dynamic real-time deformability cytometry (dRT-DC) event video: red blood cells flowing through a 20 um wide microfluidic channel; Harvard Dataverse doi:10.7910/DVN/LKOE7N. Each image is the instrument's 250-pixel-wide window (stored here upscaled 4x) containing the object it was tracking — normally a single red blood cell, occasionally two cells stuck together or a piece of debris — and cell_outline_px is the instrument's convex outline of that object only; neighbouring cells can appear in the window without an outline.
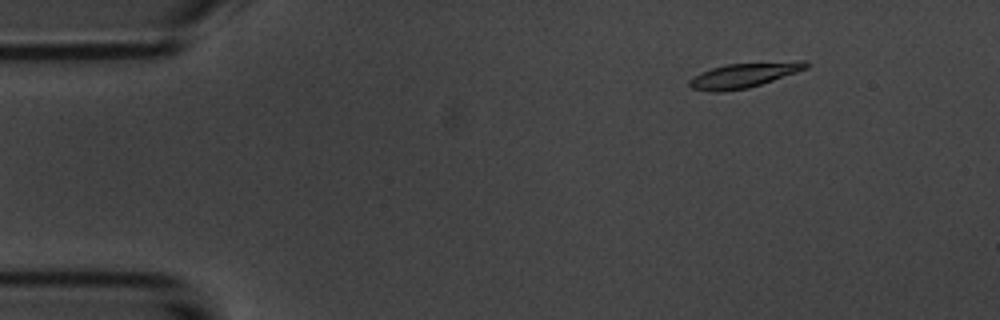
{"species": "common noctule bat (a hibernating species)", "species_latin": "Nyctalus noctula", "temperature_condition": "room temperature", "stored_images_in_passage": 54, "camera_frame_rate_fps": 3000, "um_per_image_px": 0.085, "animal": {"sex": "male", "body_mass_g": 20.1, "forearm_length_mm": 53.5}, "frame": {"image": 1, "passage_image": 7, "time_ms": 2.0, "image_size_px": [1000, 320], "cell_outline_px": [[812, 64], [808, 68], [748, 88], [720, 92], [712, 92], [692, 88], [688, 84], [688, 80], [700, 72], [712, 68], [728, 64], [800, 60], [804, 60]], "centroid_in_image_um": [63.25, 6.38], "position_along_channel_um": 21.7, "area_um2": 16.88}}
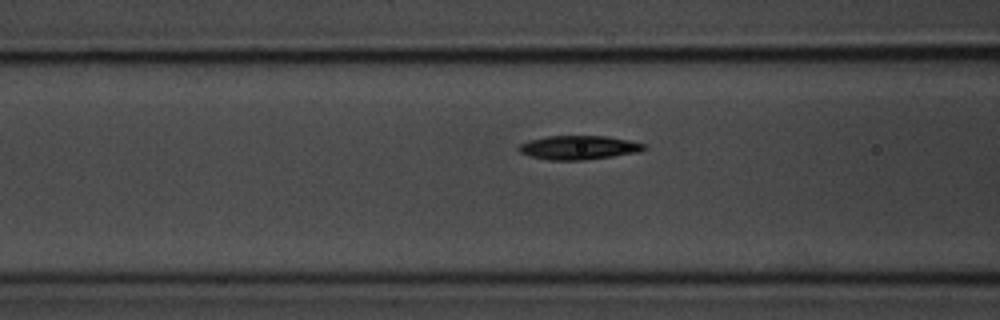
{"frame": {"image": 2, "passage_image": 21, "time_ms": 6.667, "image_size_px": [1000, 320], "cell_outline_px": [[648, 148], [640, 152], [584, 160], [548, 160], [532, 156], [520, 152], [516, 148], [520, 144], [528, 140], [548, 136], [608, 136], [648, 144]], "centroid_in_image_um": [49.23, 12.54], "position_along_channel_um": 117.4, "area_um2": 17.57}}
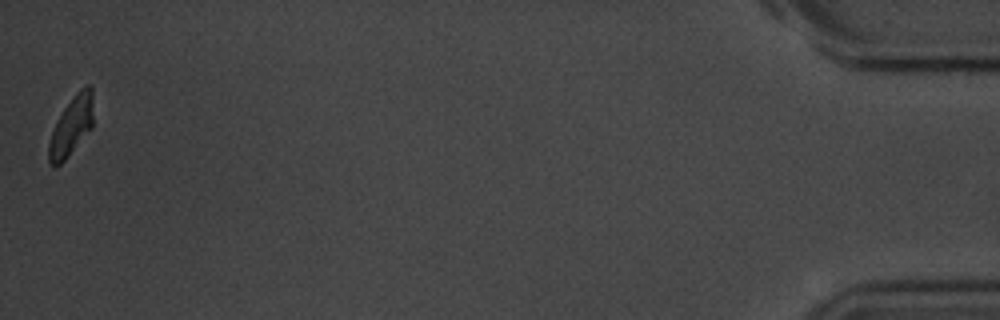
{"frame": {"image": 3, "passage_image": 54, "time_ms": 17.667, "image_size_px": [1000, 320], "cell_outline_px": [[92, 128], [68, 156], [60, 164], [52, 168], [48, 160], [48, 144], [56, 120], [64, 108], [76, 92], [80, 88], [88, 84], [92, 84]], "centroid_in_image_um": [6.05, 10.72], "position_along_channel_um": 429.1, "area_um2": 15.32}, "authors_computed_cell_mechanics": {"area_um2": 16.8198, "velocity_mm_per_s": 3.6996, "shape_relaxation_time_tau1_ms": 2.1429, "shape_relaxation_time_tau2_ms": 3.686, "deformation_change_tau1": 0.1464, "deformation_change_tau2": 0.0784}}